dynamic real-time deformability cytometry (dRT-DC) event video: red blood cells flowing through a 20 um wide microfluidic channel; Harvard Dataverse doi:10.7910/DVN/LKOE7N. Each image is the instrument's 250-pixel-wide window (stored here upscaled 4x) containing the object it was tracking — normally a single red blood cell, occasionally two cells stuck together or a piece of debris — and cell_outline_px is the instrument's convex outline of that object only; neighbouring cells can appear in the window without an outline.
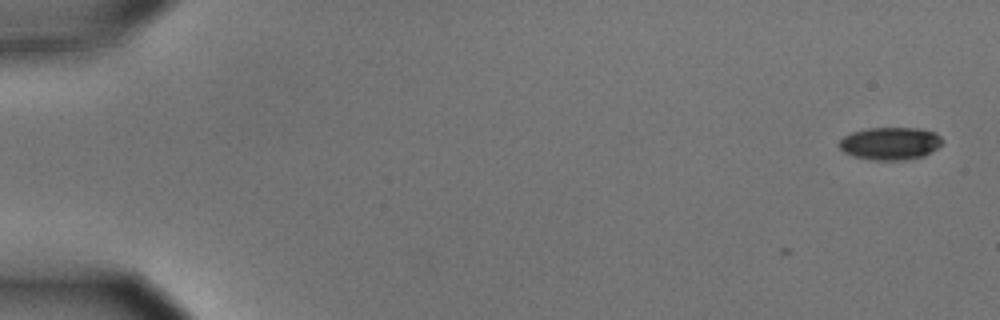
{"species": "common noctule bat (a hibernating species)", "species_latin": "Nyctalus noctula", "temperature_condition": "cold", "stored_images_in_passage": 2, "camera_frame_rate_fps": 3000, "um_per_image_px": 0.085, "animal": {"sex": "male", "body_mass_g": 15.6}, "frame": {"image": 1, "passage_image": 2, "time_ms": 0.333, "image_size_px": [1000, 320], "cell_outline_px": [[944, 140], [936, 148], [924, 156], [904, 160], [868, 160], [844, 152], [840, 148], [840, 140], [844, 136], [852, 132], [868, 128], [920, 128], [936, 132]], "centroid_in_image_um": [75.69, 12.19], "position_along_channel_um": 9.3, "area_um2": 19.59}}